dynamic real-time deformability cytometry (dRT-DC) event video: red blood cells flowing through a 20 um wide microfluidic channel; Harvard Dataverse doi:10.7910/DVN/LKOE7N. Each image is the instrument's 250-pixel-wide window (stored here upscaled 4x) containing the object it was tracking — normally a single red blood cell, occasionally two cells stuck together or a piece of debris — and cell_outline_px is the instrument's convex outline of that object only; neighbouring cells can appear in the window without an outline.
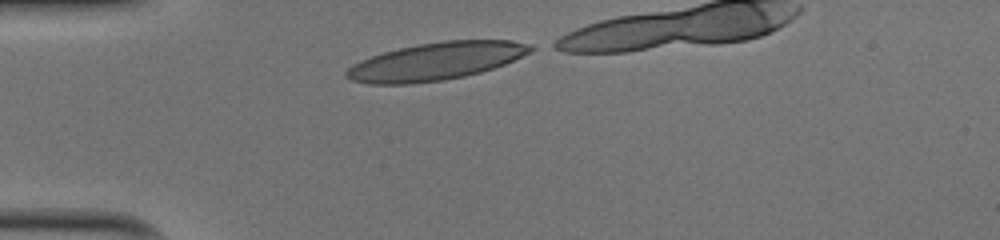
{"species": "human", "species_latin": "Homo sapiens", "temperature_condition": "cold", "stored_images_in_passage": 29, "camera_frame_rate_fps": 3000, "um_per_image_px": 0.085, "donor": {"sex": "male"}, "frame": {"image": 1, "passage_image": 1, "time_ms": 0.0, "image_size_px": [1000, 240], "cell_outline_px": [[536, 48], [532, 52], [504, 64], [480, 72], [464, 76], [440, 80], [412, 84], [368, 84], [352, 80], [344, 76], [344, 72], [352, 64], [360, 60], [384, 52], [400, 48], [420, 44], [444, 40], [512, 40], [528, 44]], "centroid_in_image_um": [37.04, 5.21], "position_along_channel_um": 48.0, "area_um2": 40.23}}
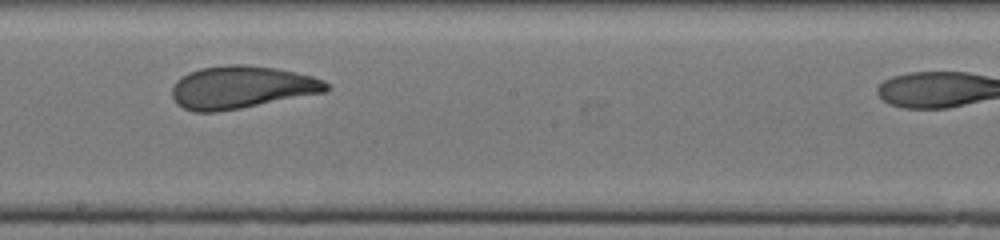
{"frame": {"image": 2, "passage_image": 16, "time_ms": 5.0, "image_size_px": [1000, 240], "cell_outline_px": [[328, 92], [240, 108], [216, 112], [196, 112], [184, 108], [176, 104], [172, 96], [172, 88], [176, 80], [188, 72], [200, 68], [228, 64], [244, 64], [276, 68], [312, 76], [324, 80], [328, 84]], "centroid_in_image_um": [20.52, 7.41], "position_along_channel_um": 227.7, "area_um2": 38.44}}
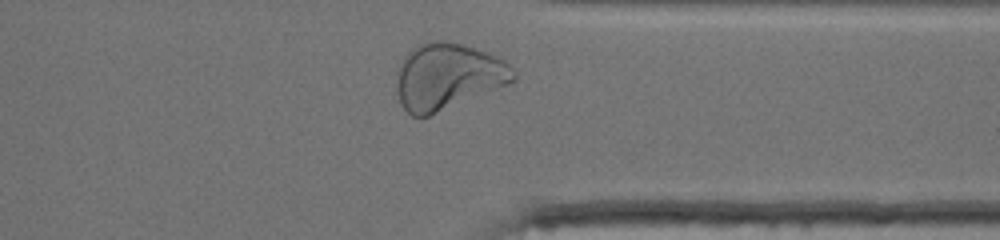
{"frame": {"image": 3, "passage_image": 27, "time_ms": 8.667, "image_size_px": [1000, 240], "cell_outline_px": [[516, 80], [508, 84], [428, 116], [412, 116], [400, 104], [396, 88], [396, 68], [404, 56], [416, 44], [424, 40], [440, 40], [460, 44], [496, 56], [504, 60], [508, 64], [516, 76]], "centroid_in_image_um": [37.99, 6.48], "position_along_channel_um": 373.4, "area_um2": 45.03}}